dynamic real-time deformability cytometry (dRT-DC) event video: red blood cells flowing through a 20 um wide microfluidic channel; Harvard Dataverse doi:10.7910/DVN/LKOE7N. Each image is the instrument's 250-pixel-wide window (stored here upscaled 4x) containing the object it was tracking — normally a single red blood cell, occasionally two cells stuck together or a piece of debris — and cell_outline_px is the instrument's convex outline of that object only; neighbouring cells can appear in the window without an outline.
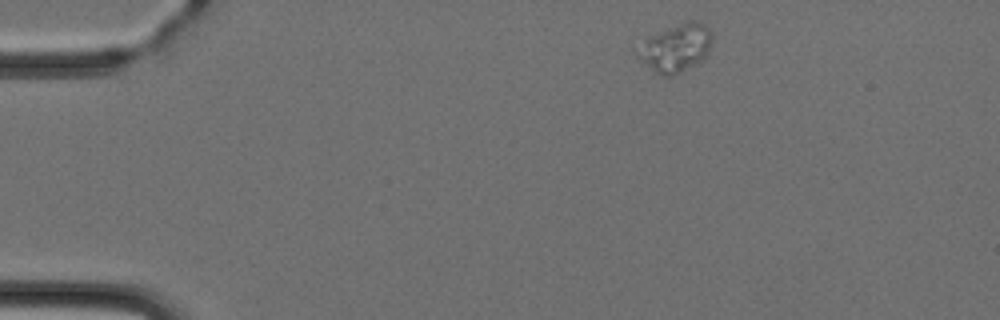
{"species": "Egyptian fruit bat (a non-hibernating species)", "species_latin": "Rousettus aegyptiacus", "temperature_condition": "cold", "stored_images_in_passage": 3, "camera_frame_rate_fps": 3000, "um_per_image_px": 0.085, "animal": {"sex": "female"}, "frame": {"image": 1, "passage_image": 1, "time_ms": 0.0, "image_size_px": [1000, 320], "cell_outline_px": [[712, 36], [708, 52], [700, 60], [680, 72], [672, 76], [664, 76], [656, 72], [640, 60], [636, 56], [644, 40], [648, 36], [688, 20], [700, 20], [712, 32]], "centroid_in_image_um": [57.45, 4.04], "position_along_channel_um": 27.5, "area_um2": 20.35}}
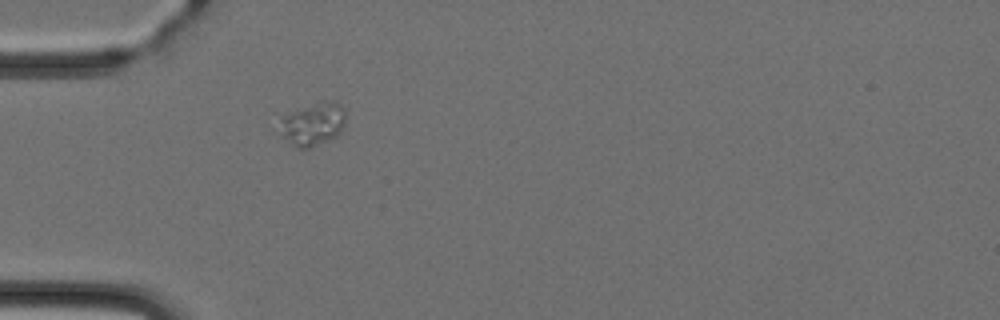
{"frame": {"image": 2, "passage_image": 3, "time_ms": 2.333, "image_size_px": [1000, 320], "cell_outline_px": [[344, 124], [340, 132], [336, 136], [308, 148], [300, 148], [292, 144], [284, 136], [280, 116], [324, 100], [332, 100], [340, 104], [344, 112]], "centroid_in_image_um": [26.63, 10.52], "position_along_channel_um": 58.4, "area_um2": 15.9}}